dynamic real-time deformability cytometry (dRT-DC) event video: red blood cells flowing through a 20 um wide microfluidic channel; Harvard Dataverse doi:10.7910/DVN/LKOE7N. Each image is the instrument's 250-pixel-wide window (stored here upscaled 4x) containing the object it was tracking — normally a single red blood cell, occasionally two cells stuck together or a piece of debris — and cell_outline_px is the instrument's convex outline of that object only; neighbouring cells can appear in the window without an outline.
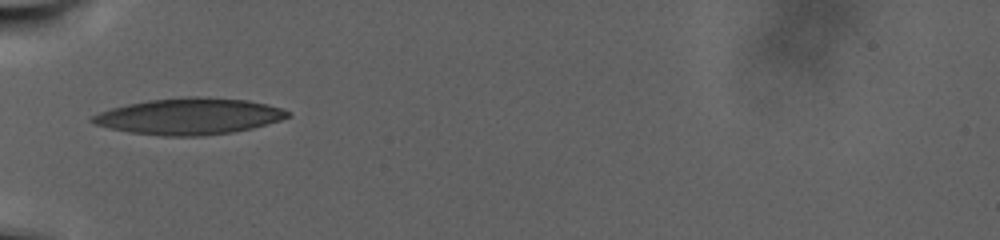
{"species": "human", "species_latin": "Homo sapiens", "temperature_condition": "warm", "stored_images_in_passage": 23, "camera_frame_rate_fps": 3000, "um_per_image_px": 0.085, "donor": {"sex": "male"}, "frame": {"image": 1, "passage_image": 1, "time_ms": 0.0, "image_size_px": [1000, 240], "cell_outline_px": [[292, 116], [280, 120], [252, 128], [232, 132], [200, 136], [164, 136], [132, 132], [112, 128], [96, 124], [88, 120], [92, 116], [100, 112], [112, 108], [128, 104], [148, 100], [192, 96], [208, 96], [248, 100], [268, 104], [284, 108], [292, 112]], "centroid_in_image_um": [16.16, 9.87], "position_along_channel_um": 68.8, "area_um2": 41.38}}
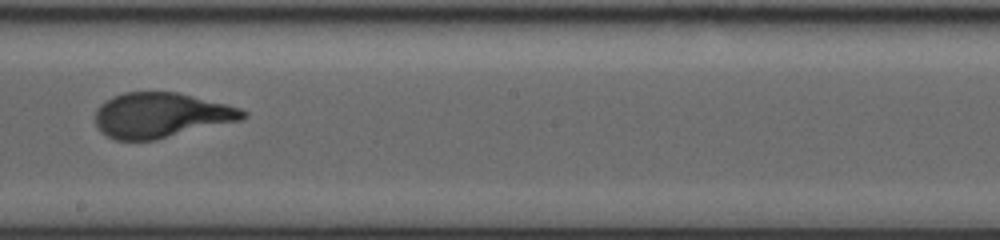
{"frame": {"image": 2, "passage_image": 11, "time_ms": 3.333, "image_size_px": [1000, 240], "cell_outline_px": [[248, 116], [240, 120], [156, 140], [116, 140], [100, 132], [96, 124], [96, 108], [100, 104], [112, 96], [124, 92], [176, 92], [228, 104], [240, 108], [248, 112]], "centroid_in_image_um": [13.68, 9.79], "position_along_channel_um": 234.5, "area_um2": 38.78}}
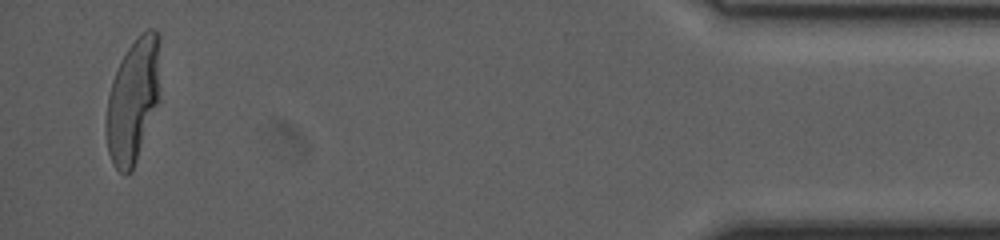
{"frame": {"image": 3, "passage_image": 23, "time_ms": 7.333, "image_size_px": [1000, 240], "cell_outline_px": [[160, 40], [156, 104], [132, 172], [124, 176], [112, 164], [108, 152], [104, 120], [108, 96], [112, 80], [120, 60], [128, 48], [148, 28], [156, 28], [160, 32]], "centroid_in_image_um": [11.25, 8.55], "position_along_channel_um": 423.9, "area_um2": 38.49}}